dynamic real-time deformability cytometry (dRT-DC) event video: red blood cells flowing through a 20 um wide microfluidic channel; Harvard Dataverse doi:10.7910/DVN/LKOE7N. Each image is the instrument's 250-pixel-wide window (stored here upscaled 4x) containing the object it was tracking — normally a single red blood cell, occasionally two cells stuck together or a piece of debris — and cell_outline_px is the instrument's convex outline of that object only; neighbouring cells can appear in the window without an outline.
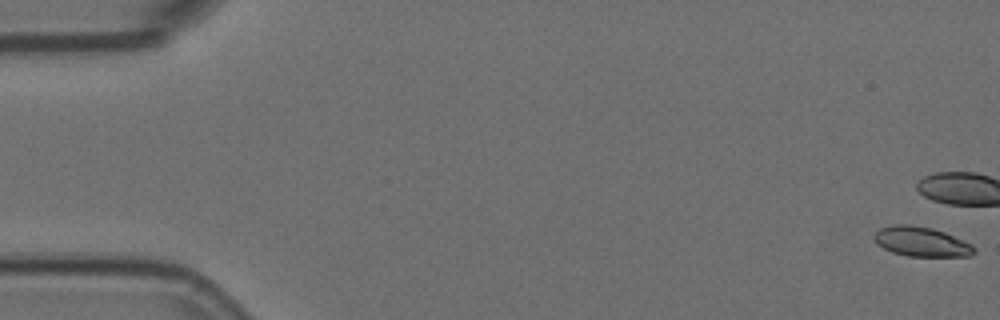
{"species": "Egyptian fruit bat (a non-hibernating species)", "species_latin": "Rousettus aegyptiacus", "temperature_condition": "room temperature", "stored_images_in_passage": 2, "segment_of_instrument_passage": [2, 2], "camera_frame_rate_fps": 3000, "um_per_image_px": 0.085, "animal": {"sex": "female"}, "frame": {"image": 1, "passage_image": 2, "time_ms": 0.333, "image_size_px": [1000, 320], "cell_outline_px": [[976, 252], [972, 256], [908, 256], [892, 252], [876, 244], [872, 236], [880, 228], [892, 224], [912, 224], [932, 228], [944, 232], [972, 244], [976, 248]], "centroid_in_image_um": [78.31, 20.53], "position_along_channel_um": 6.7, "area_um2": 17.46}}